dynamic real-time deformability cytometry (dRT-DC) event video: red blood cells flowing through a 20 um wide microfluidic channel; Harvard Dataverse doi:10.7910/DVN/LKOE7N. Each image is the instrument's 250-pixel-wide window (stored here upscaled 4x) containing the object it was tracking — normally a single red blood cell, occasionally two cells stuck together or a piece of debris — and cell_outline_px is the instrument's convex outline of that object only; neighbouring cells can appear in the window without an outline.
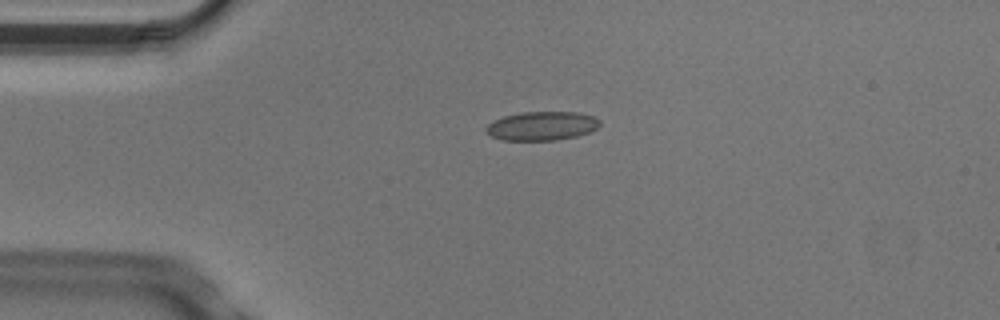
{"species": "Egyptian fruit bat (a non-hibernating species)", "species_latin": "Rousettus aegyptiacus", "temperature_condition": "cold", "stored_images_in_passage": 4, "camera_frame_rate_fps": 3000, "um_per_image_px": 0.085, "animal": {"sex": "male"}, "frame": {"image": 1, "passage_image": 3, "time_ms": 0.667, "image_size_px": [1000, 320], "cell_outline_px": [[600, 124], [592, 132], [576, 136], [556, 140], [504, 140], [492, 136], [484, 132], [484, 128], [492, 120], [504, 116], [520, 112], [576, 112], [592, 116], [600, 120]], "centroid_in_image_um": [46.03, 10.7], "position_along_channel_um": 39.0, "area_um2": 19.25}}